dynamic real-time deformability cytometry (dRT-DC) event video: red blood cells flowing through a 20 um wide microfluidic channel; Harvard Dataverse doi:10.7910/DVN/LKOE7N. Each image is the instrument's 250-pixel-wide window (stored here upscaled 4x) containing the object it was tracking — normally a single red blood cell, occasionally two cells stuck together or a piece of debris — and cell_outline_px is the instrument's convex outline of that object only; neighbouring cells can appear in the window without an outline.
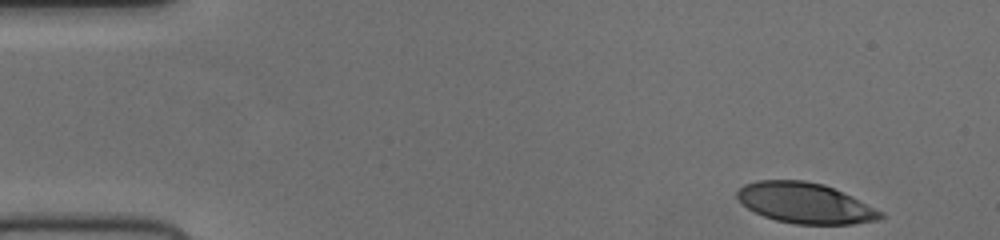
{"species": "human", "species_latin": "Homo sapiens", "temperature_condition": "cold", "stored_images_in_passage": 49, "camera_frame_rate_fps": 3000, "um_per_image_px": 0.085, "donor": {"sex": "female"}, "frame": {"image": 1, "passage_image": 1, "time_ms": 0.0, "image_size_px": [1000, 240], "cell_outline_px": [[884, 216], [880, 220], [852, 224], [796, 224], [776, 220], [764, 216], [748, 208], [736, 196], [736, 192], [744, 184], [756, 180], [804, 180], [824, 184], [852, 196], [884, 212]], "centroid_in_image_um": [68.46, 17.26], "position_along_channel_um": 16.5, "area_um2": 33.87}}
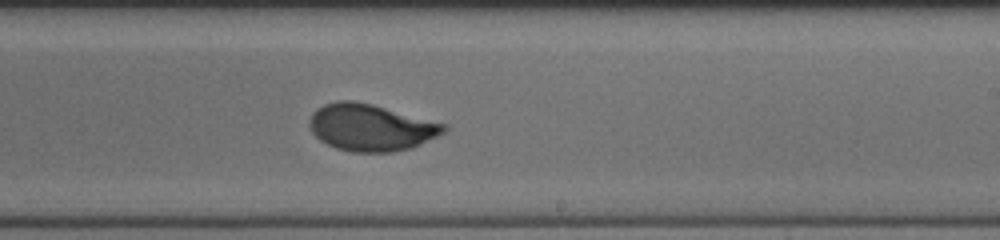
{"frame": {"image": 2, "passage_image": 28, "time_ms": 9.0, "image_size_px": [1000, 240], "cell_outline_px": [[448, 128], [444, 132], [412, 148], [392, 152], [352, 152], [336, 148], [320, 140], [312, 132], [308, 124], [308, 120], [312, 112], [316, 108], [324, 104], [336, 100], [352, 100], [372, 104], [448, 124]], "centroid_in_image_um": [31.5, 10.82], "position_along_channel_um": 257.5, "area_um2": 36.88}}
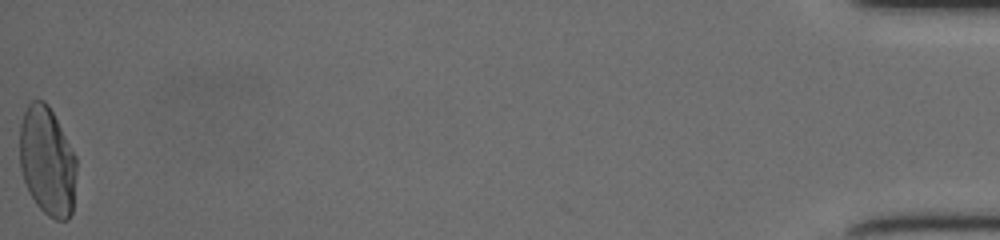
{"frame": {"image": 3, "passage_image": 49, "time_ms": 16.0, "image_size_px": [1000, 240], "cell_outline_px": [[76, 172], [72, 212], [68, 220], [56, 220], [48, 216], [36, 204], [28, 192], [20, 168], [20, 124], [24, 112], [28, 104], [32, 100], [44, 100], [48, 104], [76, 156]], "centroid_in_image_um": [4.01, 13.71], "position_along_channel_um": 431.2, "area_um2": 36.13}}